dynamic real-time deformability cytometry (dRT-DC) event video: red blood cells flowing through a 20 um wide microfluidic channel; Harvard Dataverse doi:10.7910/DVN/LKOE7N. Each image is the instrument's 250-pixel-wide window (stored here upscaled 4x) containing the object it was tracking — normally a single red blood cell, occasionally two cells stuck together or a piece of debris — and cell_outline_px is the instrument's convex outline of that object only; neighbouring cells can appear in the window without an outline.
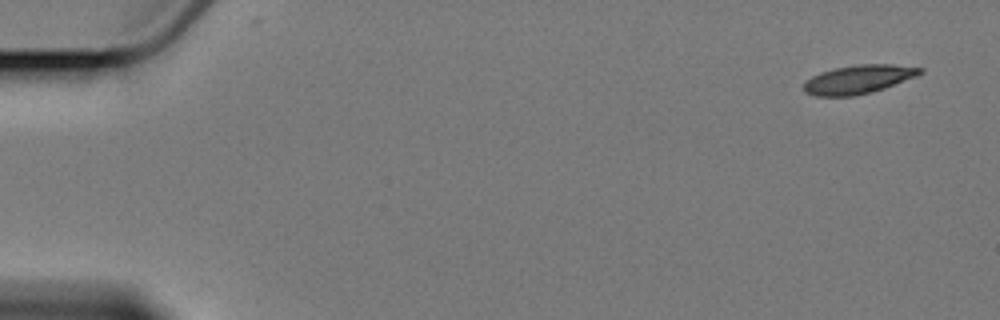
{"species": "Egyptian fruit bat (a non-hibernating species)", "species_latin": "Rousettus aegyptiacus", "temperature_condition": "cold", "stored_images_in_passage": 6, "camera_frame_rate_fps": 3000, "um_per_image_px": 0.085, "animal": {"sex": "female"}, "frame": {"image": 1, "passage_image": 1, "time_ms": 0.0, "image_size_px": [1000, 320], "cell_outline_px": [[924, 72], [916, 76], [884, 88], [852, 96], [816, 96], [804, 92], [804, 84], [812, 76], [820, 72], [836, 68], [856, 64], [892, 64], [924, 68]], "centroid_in_image_um": [72.97, 6.73], "position_along_channel_um": 12.0, "area_um2": 19.19}}
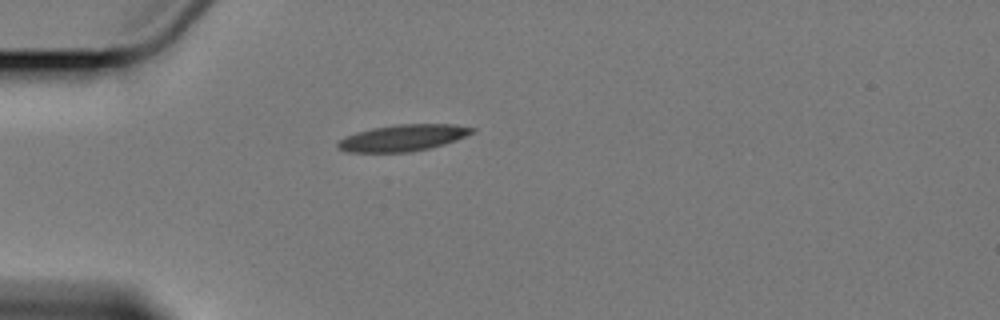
{"frame": {"image": 2, "passage_image": 5, "time_ms": 4.667, "image_size_px": [1000, 320], "cell_outline_px": [[476, 128], [472, 132], [464, 136], [444, 144], [412, 152], [344, 152], [336, 148], [336, 144], [344, 136], [356, 132], [372, 128], [396, 124], [452, 124]], "centroid_in_image_um": [34.17, 11.72], "position_along_channel_um": 50.8, "area_um2": 20.69}}